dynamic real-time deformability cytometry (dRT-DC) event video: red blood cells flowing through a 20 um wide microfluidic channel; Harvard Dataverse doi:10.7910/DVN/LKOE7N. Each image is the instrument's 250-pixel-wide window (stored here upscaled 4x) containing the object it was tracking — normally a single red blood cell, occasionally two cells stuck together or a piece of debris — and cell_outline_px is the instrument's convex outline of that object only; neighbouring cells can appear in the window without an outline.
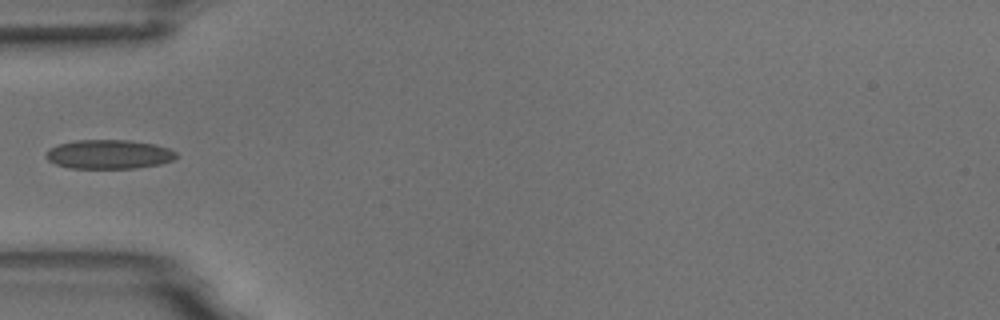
{"species": "common noctule bat (a hibernating species)", "species_latin": "Nyctalus noctula", "temperature_condition": "room temperature", "stored_images_in_passage": 4, "camera_frame_rate_fps": 3000, "um_per_image_px": 0.085, "animal": {"sex": "male", "body_mass_g": 18.8}, "frame": {"image": 1, "passage_image": 4, "time_ms": 3.667, "image_size_px": [1000, 320], "cell_outline_px": [[176, 156], [172, 160], [160, 164], [136, 168], [68, 168], [56, 164], [48, 160], [44, 156], [48, 148], [60, 144], [76, 140], [128, 140], [156, 144], [168, 148], [176, 152]], "centroid_in_image_um": [9.23, 13.11], "position_along_channel_um": 75.8, "area_um2": 22.14}}